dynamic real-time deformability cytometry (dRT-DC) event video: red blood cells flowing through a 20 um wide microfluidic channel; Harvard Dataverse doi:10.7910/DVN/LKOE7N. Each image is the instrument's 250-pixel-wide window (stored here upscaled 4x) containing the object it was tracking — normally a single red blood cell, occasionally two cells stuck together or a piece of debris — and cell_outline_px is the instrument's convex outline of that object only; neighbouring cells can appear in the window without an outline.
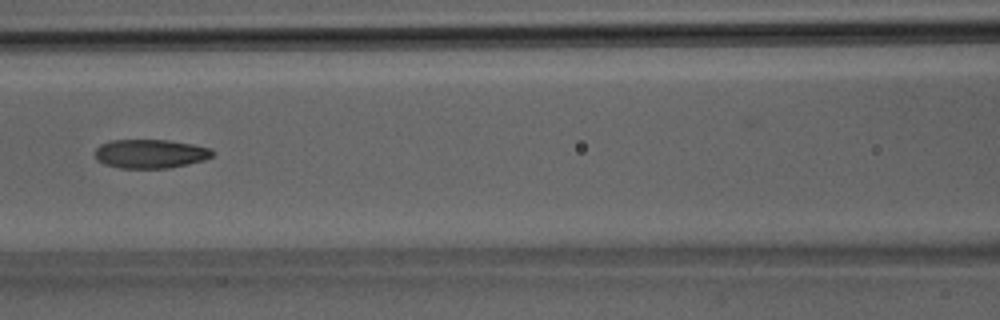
{"species": "Egyptian fruit bat (a non-hibernating species)", "species_latin": "Rousettus aegyptiacus", "temperature_condition": "room temperature", "stored_images_in_passage": 10, "camera_frame_rate_fps": 3000, "um_per_image_px": 0.085, "animal": {"sex": "male"}, "frame": {"image": 1, "passage_image": 6, "time_ms": 1.667, "image_size_px": [1000, 320], "cell_outline_px": [[212, 156], [204, 160], [188, 164], [168, 168], [120, 168], [104, 164], [96, 160], [96, 148], [100, 144], [112, 140], [168, 140], [192, 144], [212, 148]], "centroid_in_image_um": [12.77, 13.07], "position_along_channel_um": 153.8, "area_um2": 19.77}}